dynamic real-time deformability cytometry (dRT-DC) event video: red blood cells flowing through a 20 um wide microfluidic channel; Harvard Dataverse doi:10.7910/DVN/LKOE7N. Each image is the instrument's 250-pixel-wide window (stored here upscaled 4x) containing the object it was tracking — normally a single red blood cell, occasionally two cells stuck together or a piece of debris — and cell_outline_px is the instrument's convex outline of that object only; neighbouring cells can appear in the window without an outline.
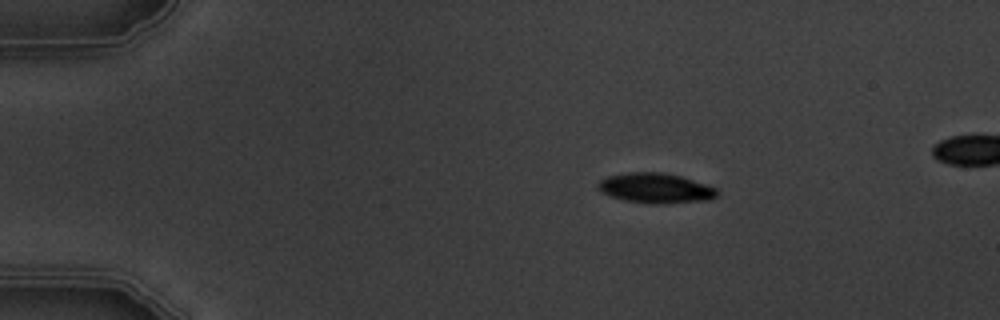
{"species": "common noctule bat (a hibernating species)", "species_latin": "Nyctalus noctula", "temperature_condition": "warm", "stored_images_in_passage": 5, "segment_of_instrument_passage": [1, 2], "camera_frame_rate_fps": 3000, "um_per_image_px": 0.085, "animal": {"sex": "male", "body_mass_g": 19.5, "forearm_length_mm": 54.6}, "frame": {"image": 1, "passage_image": 2, "time_ms": 1.333, "image_size_px": [1000, 320], "cell_outline_px": [[720, 196], [708, 200], [656, 204], [652, 204], [628, 200], [612, 196], [600, 192], [596, 188], [596, 184], [600, 180], [608, 176], [632, 172], [660, 172], [680, 176], [708, 184], [716, 188], [720, 192]], "centroid_in_image_um": [55.77, 15.99], "position_along_channel_um": 29.2, "area_um2": 20.87}}